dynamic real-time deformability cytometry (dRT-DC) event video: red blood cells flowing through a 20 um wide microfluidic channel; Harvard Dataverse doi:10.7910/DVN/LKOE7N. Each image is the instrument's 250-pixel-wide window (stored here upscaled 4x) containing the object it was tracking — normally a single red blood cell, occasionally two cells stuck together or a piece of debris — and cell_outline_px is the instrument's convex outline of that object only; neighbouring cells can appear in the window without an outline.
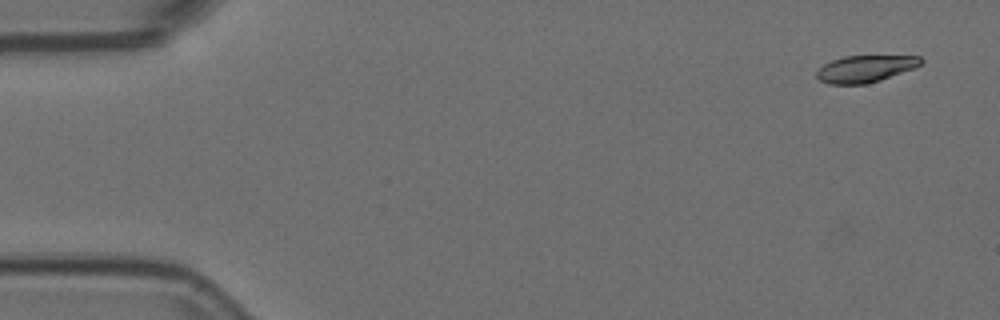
{"species": "Egyptian fruit bat (a non-hibernating species)", "species_latin": "Rousettus aegyptiacus", "temperature_condition": "room temperature", "stored_images_in_passage": 5, "segment_of_instrument_passage": [1, 2], "camera_frame_rate_fps": 3000, "um_per_image_px": 0.085, "animal": {"sex": "female"}, "frame": {"image": 1, "passage_image": 1, "time_ms": 0.0, "image_size_px": [1000, 320], "cell_outline_px": [[924, 60], [920, 64], [912, 68], [880, 80], [864, 84], [828, 84], [820, 80], [816, 76], [816, 72], [824, 64], [832, 60], [844, 56], [920, 56]], "centroid_in_image_um": [73.51, 5.84], "position_along_channel_um": 11.5, "area_um2": 16.07}}